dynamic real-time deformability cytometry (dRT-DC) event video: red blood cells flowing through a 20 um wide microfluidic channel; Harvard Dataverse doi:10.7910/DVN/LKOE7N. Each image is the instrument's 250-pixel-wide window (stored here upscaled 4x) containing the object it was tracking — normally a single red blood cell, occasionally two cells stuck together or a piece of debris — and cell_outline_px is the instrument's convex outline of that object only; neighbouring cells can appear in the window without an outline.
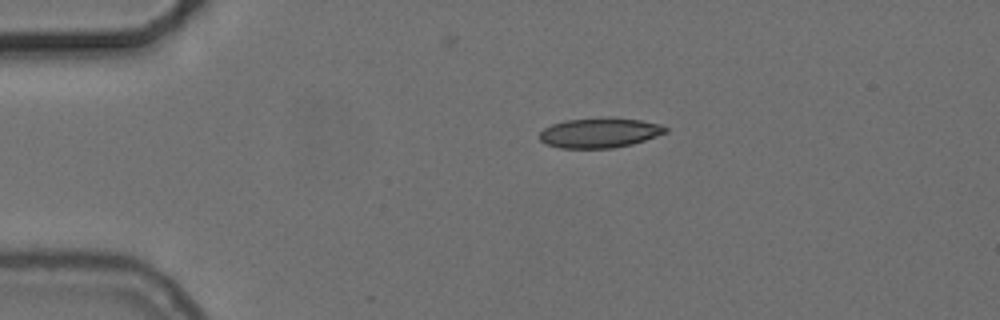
{"species": "common noctule bat (a hibernating species)", "species_latin": "Nyctalus noctula", "temperature_condition": "cold", "stored_images_in_passage": 17, "camera_frame_rate_fps": 3000, "um_per_image_px": 0.085, "animal": {"sex": "female", "body_mass_g": 24.6, "forearm_length_mm": 56.2}, "frame": {"image": 1, "passage_image": 1, "time_ms": 0.0, "image_size_px": [1000, 320], "cell_outline_px": [[668, 132], [632, 144], [612, 148], [560, 148], [544, 144], [540, 140], [540, 132], [544, 128], [552, 124], [564, 120], [612, 116], [640, 120], [664, 124], [668, 128]], "centroid_in_image_um": [50.99, 11.27], "position_along_channel_um": 34.0, "area_um2": 22.37}}
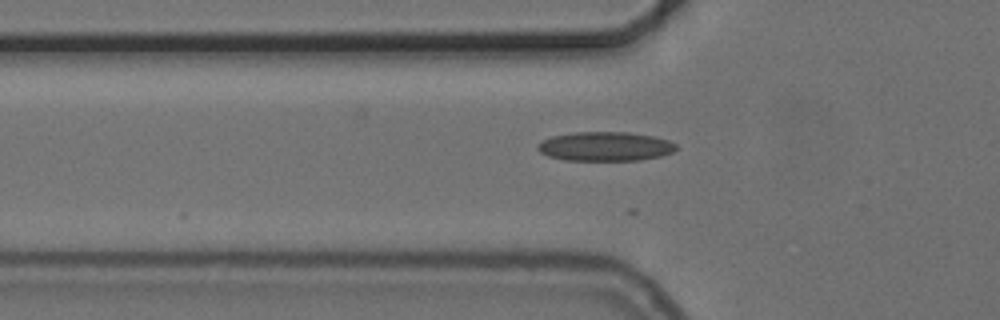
{"frame": {"image": 2, "passage_image": 8, "time_ms": 2.333, "image_size_px": [1000, 320], "cell_outline_px": [[680, 148], [672, 152], [660, 156], [640, 160], [564, 160], [548, 156], [540, 152], [536, 148], [536, 144], [540, 140], [552, 136], [576, 132], [628, 132], [652, 136], [668, 140], [676, 144]], "centroid_in_image_um": [51.42, 12.44], "position_along_channel_um": 74.4, "area_um2": 23.7}}
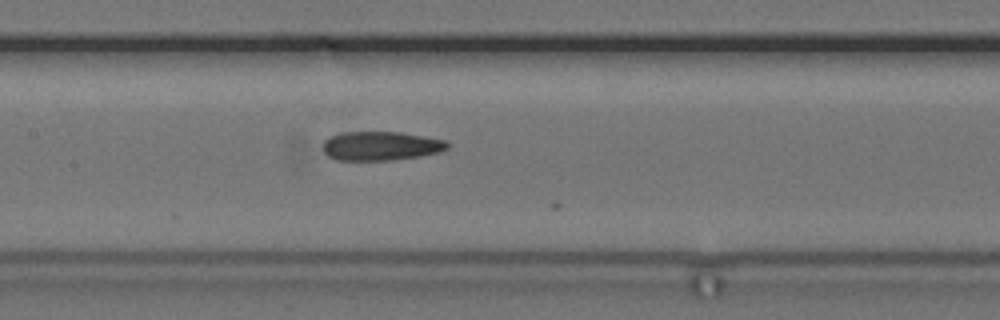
{"frame": {"image": 3, "passage_image": 16, "time_ms": 5.0, "image_size_px": [1000, 320], "cell_outline_px": [[448, 148], [440, 152], [420, 156], [392, 160], [336, 160], [328, 156], [324, 152], [324, 140], [328, 136], [340, 132], [400, 132], [444, 140], [448, 144]], "centroid_in_image_um": [32.33, 12.4], "position_along_channel_um": 175.1, "area_um2": 21.04}}